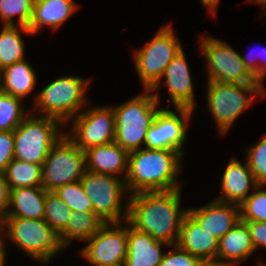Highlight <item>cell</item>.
<instances>
[{
    "instance_id": "37",
    "label": "cell",
    "mask_w": 266,
    "mask_h": 266,
    "mask_svg": "<svg viewBox=\"0 0 266 266\" xmlns=\"http://www.w3.org/2000/svg\"><path fill=\"white\" fill-rule=\"evenodd\" d=\"M255 250L266 248V222H245Z\"/></svg>"
},
{
    "instance_id": "21",
    "label": "cell",
    "mask_w": 266,
    "mask_h": 266,
    "mask_svg": "<svg viewBox=\"0 0 266 266\" xmlns=\"http://www.w3.org/2000/svg\"><path fill=\"white\" fill-rule=\"evenodd\" d=\"M255 252L249 229L242 220L219 239L216 266H233Z\"/></svg>"
},
{
    "instance_id": "36",
    "label": "cell",
    "mask_w": 266,
    "mask_h": 266,
    "mask_svg": "<svg viewBox=\"0 0 266 266\" xmlns=\"http://www.w3.org/2000/svg\"><path fill=\"white\" fill-rule=\"evenodd\" d=\"M259 52L260 53H258L257 58L253 57L252 59V54L250 55V53L246 56L241 55V58L248 71L257 79L258 82L264 85L263 78L266 76V47L262 48ZM261 56L263 59L259 61L262 58Z\"/></svg>"
},
{
    "instance_id": "4",
    "label": "cell",
    "mask_w": 266,
    "mask_h": 266,
    "mask_svg": "<svg viewBox=\"0 0 266 266\" xmlns=\"http://www.w3.org/2000/svg\"><path fill=\"white\" fill-rule=\"evenodd\" d=\"M4 236L31 259L42 264L48 263L66 248L59 233L43 219L4 217L0 221V237Z\"/></svg>"
},
{
    "instance_id": "28",
    "label": "cell",
    "mask_w": 266,
    "mask_h": 266,
    "mask_svg": "<svg viewBox=\"0 0 266 266\" xmlns=\"http://www.w3.org/2000/svg\"><path fill=\"white\" fill-rule=\"evenodd\" d=\"M22 101L12 95L0 93V131H14L30 114V111H25Z\"/></svg>"
},
{
    "instance_id": "14",
    "label": "cell",
    "mask_w": 266,
    "mask_h": 266,
    "mask_svg": "<svg viewBox=\"0 0 266 266\" xmlns=\"http://www.w3.org/2000/svg\"><path fill=\"white\" fill-rule=\"evenodd\" d=\"M174 111L161 108L147 131L145 148L166 149L183 153V144L187 140V127L194 110L175 108Z\"/></svg>"
},
{
    "instance_id": "24",
    "label": "cell",
    "mask_w": 266,
    "mask_h": 266,
    "mask_svg": "<svg viewBox=\"0 0 266 266\" xmlns=\"http://www.w3.org/2000/svg\"><path fill=\"white\" fill-rule=\"evenodd\" d=\"M36 73L25 60L16 62L2 70V92L23 99L36 85Z\"/></svg>"
},
{
    "instance_id": "33",
    "label": "cell",
    "mask_w": 266,
    "mask_h": 266,
    "mask_svg": "<svg viewBox=\"0 0 266 266\" xmlns=\"http://www.w3.org/2000/svg\"><path fill=\"white\" fill-rule=\"evenodd\" d=\"M248 165L259 185H266V135L253 147L246 148Z\"/></svg>"
},
{
    "instance_id": "43",
    "label": "cell",
    "mask_w": 266,
    "mask_h": 266,
    "mask_svg": "<svg viewBox=\"0 0 266 266\" xmlns=\"http://www.w3.org/2000/svg\"><path fill=\"white\" fill-rule=\"evenodd\" d=\"M257 264H258L257 266H266V264L261 262V261L259 263H257Z\"/></svg>"
},
{
    "instance_id": "16",
    "label": "cell",
    "mask_w": 266,
    "mask_h": 266,
    "mask_svg": "<svg viewBox=\"0 0 266 266\" xmlns=\"http://www.w3.org/2000/svg\"><path fill=\"white\" fill-rule=\"evenodd\" d=\"M177 245L207 266H216L219 240L203 229L189 213L183 220Z\"/></svg>"
},
{
    "instance_id": "42",
    "label": "cell",
    "mask_w": 266,
    "mask_h": 266,
    "mask_svg": "<svg viewBox=\"0 0 266 266\" xmlns=\"http://www.w3.org/2000/svg\"><path fill=\"white\" fill-rule=\"evenodd\" d=\"M2 92V70L0 69V93Z\"/></svg>"
},
{
    "instance_id": "17",
    "label": "cell",
    "mask_w": 266,
    "mask_h": 266,
    "mask_svg": "<svg viewBox=\"0 0 266 266\" xmlns=\"http://www.w3.org/2000/svg\"><path fill=\"white\" fill-rule=\"evenodd\" d=\"M183 49L172 59L162 76L175 108L194 110L195 96L191 73Z\"/></svg>"
},
{
    "instance_id": "22",
    "label": "cell",
    "mask_w": 266,
    "mask_h": 266,
    "mask_svg": "<svg viewBox=\"0 0 266 266\" xmlns=\"http://www.w3.org/2000/svg\"><path fill=\"white\" fill-rule=\"evenodd\" d=\"M79 6L73 0H35L28 29L36 35L44 26L58 29Z\"/></svg>"
},
{
    "instance_id": "2",
    "label": "cell",
    "mask_w": 266,
    "mask_h": 266,
    "mask_svg": "<svg viewBox=\"0 0 266 266\" xmlns=\"http://www.w3.org/2000/svg\"><path fill=\"white\" fill-rule=\"evenodd\" d=\"M179 151L141 148L129 153L125 178L127 192L171 191L181 188L177 177L182 168Z\"/></svg>"
},
{
    "instance_id": "13",
    "label": "cell",
    "mask_w": 266,
    "mask_h": 266,
    "mask_svg": "<svg viewBox=\"0 0 266 266\" xmlns=\"http://www.w3.org/2000/svg\"><path fill=\"white\" fill-rule=\"evenodd\" d=\"M122 223V224H121ZM104 223L80 250L94 266H123L127 257L128 222ZM122 225V226H121Z\"/></svg>"
},
{
    "instance_id": "9",
    "label": "cell",
    "mask_w": 266,
    "mask_h": 266,
    "mask_svg": "<svg viewBox=\"0 0 266 266\" xmlns=\"http://www.w3.org/2000/svg\"><path fill=\"white\" fill-rule=\"evenodd\" d=\"M116 176L85 170L80 180L86 195L91 200L93 212L104 223H118L127 220L128 203L122 206L125 180ZM123 208V209H122Z\"/></svg>"
},
{
    "instance_id": "38",
    "label": "cell",
    "mask_w": 266,
    "mask_h": 266,
    "mask_svg": "<svg viewBox=\"0 0 266 266\" xmlns=\"http://www.w3.org/2000/svg\"><path fill=\"white\" fill-rule=\"evenodd\" d=\"M10 203V188L3 175L0 174V221L5 217Z\"/></svg>"
},
{
    "instance_id": "7",
    "label": "cell",
    "mask_w": 266,
    "mask_h": 266,
    "mask_svg": "<svg viewBox=\"0 0 266 266\" xmlns=\"http://www.w3.org/2000/svg\"><path fill=\"white\" fill-rule=\"evenodd\" d=\"M33 114H28L14 130V158L42 165L65 132L60 130L63 124L60 120Z\"/></svg>"
},
{
    "instance_id": "29",
    "label": "cell",
    "mask_w": 266,
    "mask_h": 266,
    "mask_svg": "<svg viewBox=\"0 0 266 266\" xmlns=\"http://www.w3.org/2000/svg\"><path fill=\"white\" fill-rule=\"evenodd\" d=\"M35 0H0V18L2 25L28 27L34 8ZM18 20H14L15 16Z\"/></svg>"
},
{
    "instance_id": "1",
    "label": "cell",
    "mask_w": 266,
    "mask_h": 266,
    "mask_svg": "<svg viewBox=\"0 0 266 266\" xmlns=\"http://www.w3.org/2000/svg\"><path fill=\"white\" fill-rule=\"evenodd\" d=\"M127 222L151 237L176 245L188 209H181V189L131 194Z\"/></svg>"
},
{
    "instance_id": "34",
    "label": "cell",
    "mask_w": 266,
    "mask_h": 266,
    "mask_svg": "<svg viewBox=\"0 0 266 266\" xmlns=\"http://www.w3.org/2000/svg\"><path fill=\"white\" fill-rule=\"evenodd\" d=\"M171 250L164 253L158 266H207L198 257L181 249L177 244L170 245Z\"/></svg>"
},
{
    "instance_id": "31",
    "label": "cell",
    "mask_w": 266,
    "mask_h": 266,
    "mask_svg": "<svg viewBox=\"0 0 266 266\" xmlns=\"http://www.w3.org/2000/svg\"><path fill=\"white\" fill-rule=\"evenodd\" d=\"M266 185H258L240 204L243 222H266Z\"/></svg>"
},
{
    "instance_id": "18",
    "label": "cell",
    "mask_w": 266,
    "mask_h": 266,
    "mask_svg": "<svg viewBox=\"0 0 266 266\" xmlns=\"http://www.w3.org/2000/svg\"><path fill=\"white\" fill-rule=\"evenodd\" d=\"M221 193L215 199L220 202L240 205L259 185L248 162L242 164L236 157L228 162L221 180Z\"/></svg>"
},
{
    "instance_id": "32",
    "label": "cell",
    "mask_w": 266,
    "mask_h": 266,
    "mask_svg": "<svg viewBox=\"0 0 266 266\" xmlns=\"http://www.w3.org/2000/svg\"><path fill=\"white\" fill-rule=\"evenodd\" d=\"M62 201L76 212H93L91 200L86 195L80 181L58 187L53 191Z\"/></svg>"
},
{
    "instance_id": "11",
    "label": "cell",
    "mask_w": 266,
    "mask_h": 266,
    "mask_svg": "<svg viewBox=\"0 0 266 266\" xmlns=\"http://www.w3.org/2000/svg\"><path fill=\"white\" fill-rule=\"evenodd\" d=\"M199 47L206 58L208 81L261 84L248 71L241 55L226 42L203 35Z\"/></svg>"
},
{
    "instance_id": "30",
    "label": "cell",
    "mask_w": 266,
    "mask_h": 266,
    "mask_svg": "<svg viewBox=\"0 0 266 266\" xmlns=\"http://www.w3.org/2000/svg\"><path fill=\"white\" fill-rule=\"evenodd\" d=\"M72 209L66 205L53 191H47L43 220L60 233L71 217Z\"/></svg>"
},
{
    "instance_id": "8",
    "label": "cell",
    "mask_w": 266,
    "mask_h": 266,
    "mask_svg": "<svg viewBox=\"0 0 266 266\" xmlns=\"http://www.w3.org/2000/svg\"><path fill=\"white\" fill-rule=\"evenodd\" d=\"M182 49L172 24H167L157 31L148 44L134 51V65L143 90H158L166 67Z\"/></svg>"
},
{
    "instance_id": "41",
    "label": "cell",
    "mask_w": 266,
    "mask_h": 266,
    "mask_svg": "<svg viewBox=\"0 0 266 266\" xmlns=\"http://www.w3.org/2000/svg\"><path fill=\"white\" fill-rule=\"evenodd\" d=\"M247 1H251V3H255V4H259L260 6H262L263 9L266 10V0H247Z\"/></svg>"
},
{
    "instance_id": "25",
    "label": "cell",
    "mask_w": 266,
    "mask_h": 266,
    "mask_svg": "<svg viewBox=\"0 0 266 266\" xmlns=\"http://www.w3.org/2000/svg\"><path fill=\"white\" fill-rule=\"evenodd\" d=\"M33 35L28 27L3 25L0 32V69L25 60L22 34Z\"/></svg>"
},
{
    "instance_id": "35",
    "label": "cell",
    "mask_w": 266,
    "mask_h": 266,
    "mask_svg": "<svg viewBox=\"0 0 266 266\" xmlns=\"http://www.w3.org/2000/svg\"><path fill=\"white\" fill-rule=\"evenodd\" d=\"M14 131H0V174L3 175L7 165L14 159Z\"/></svg>"
},
{
    "instance_id": "15",
    "label": "cell",
    "mask_w": 266,
    "mask_h": 266,
    "mask_svg": "<svg viewBox=\"0 0 266 266\" xmlns=\"http://www.w3.org/2000/svg\"><path fill=\"white\" fill-rule=\"evenodd\" d=\"M188 213L218 240L241 221L240 205L212 200Z\"/></svg>"
},
{
    "instance_id": "19",
    "label": "cell",
    "mask_w": 266,
    "mask_h": 266,
    "mask_svg": "<svg viewBox=\"0 0 266 266\" xmlns=\"http://www.w3.org/2000/svg\"><path fill=\"white\" fill-rule=\"evenodd\" d=\"M162 246L170 245L135 229L128 223L127 257L123 266H158L164 255Z\"/></svg>"
},
{
    "instance_id": "40",
    "label": "cell",
    "mask_w": 266,
    "mask_h": 266,
    "mask_svg": "<svg viewBox=\"0 0 266 266\" xmlns=\"http://www.w3.org/2000/svg\"><path fill=\"white\" fill-rule=\"evenodd\" d=\"M4 241L5 240L0 237V266H5L6 264V247H4Z\"/></svg>"
},
{
    "instance_id": "39",
    "label": "cell",
    "mask_w": 266,
    "mask_h": 266,
    "mask_svg": "<svg viewBox=\"0 0 266 266\" xmlns=\"http://www.w3.org/2000/svg\"><path fill=\"white\" fill-rule=\"evenodd\" d=\"M209 15L216 14L220 0H200Z\"/></svg>"
},
{
    "instance_id": "3",
    "label": "cell",
    "mask_w": 266,
    "mask_h": 266,
    "mask_svg": "<svg viewBox=\"0 0 266 266\" xmlns=\"http://www.w3.org/2000/svg\"><path fill=\"white\" fill-rule=\"evenodd\" d=\"M160 96L144 90L125 103L113 107L115 113V142L128 153L145 146L147 131L161 108ZM158 108V109H157Z\"/></svg>"
},
{
    "instance_id": "10",
    "label": "cell",
    "mask_w": 266,
    "mask_h": 266,
    "mask_svg": "<svg viewBox=\"0 0 266 266\" xmlns=\"http://www.w3.org/2000/svg\"><path fill=\"white\" fill-rule=\"evenodd\" d=\"M85 170V151L64 134L42 164V187L55 191L65 184L80 181Z\"/></svg>"
},
{
    "instance_id": "20",
    "label": "cell",
    "mask_w": 266,
    "mask_h": 266,
    "mask_svg": "<svg viewBox=\"0 0 266 266\" xmlns=\"http://www.w3.org/2000/svg\"><path fill=\"white\" fill-rule=\"evenodd\" d=\"M129 153L115 141L110 144L94 146L85 151L86 170L116 176L128 172Z\"/></svg>"
},
{
    "instance_id": "12",
    "label": "cell",
    "mask_w": 266,
    "mask_h": 266,
    "mask_svg": "<svg viewBox=\"0 0 266 266\" xmlns=\"http://www.w3.org/2000/svg\"><path fill=\"white\" fill-rule=\"evenodd\" d=\"M69 122L71 130L65 135L82 151L115 141V113L111 105L83 109Z\"/></svg>"
},
{
    "instance_id": "27",
    "label": "cell",
    "mask_w": 266,
    "mask_h": 266,
    "mask_svg": "<svg viewBox=\"0 0 266 266\" xmlns=\"http://www.w3.org/2000/svg\"><path fill=\"white\" fill-rule=\"evenodd\" d=\"M3 176L10 189L42 186V165L13 159Z\"/></svg>"
},
{
    "instance_id": "26",
    "label": "cell",
    "mask_w": 266,
    "mask_h": 266,
    "mask_svg": "<svg viewBox=\"0 0 266 266\" xmlns=\"http://www.w3.org/2000/svg\"><path fill=\"white\" fill-rule=\"evenodd\" d=\"M104 224L94 212H76L72 210L71 217L66 227L59 233L64 246H68L72 240L90 239Z\"/></svg>"
},
{
    "instance_id": "5",
    "label": "cell",
    "mask_w": 266,
    "mask_h": 266,
    "mask_svg": "<svg viewBox=\"0 0 266 266\" xmlns=\"http://www.w3.org/2000/svg\"><path fill=\"white\" fill-rule=\"evenodd\" d=\"M89 84L90 79L79 76L58 77L35 95L30 112L56 118L63 126L67 125L88 103L85 96Z\"/></svg>"
},
{
    "instance_id": "6",
    "label": "cell",
    "mask_w": 266,
    "mask_h": 266,
    "mask_svg": "<svg viewBox=\"0 0 266 266\" xmlns=\"http://www.w3.org/2000/svg\"><path fill=\"white\" fill-rule=\"evenodd\" d=\"M262 84L207 82V108L215 120L220 136L224 135L255 97L265 96ZM249 94V95H247ZM252 97H251V96ZM253 98V99H252Z\"/></svg>"
},
{
    "instance_id": "23",
    "label": "cell",
    "mask_w": 266,
    "mask_h": 266,
    "mask_svg": "<svg viewBox=\"0 0 266 266\" xmlns=\"http://www.w3.org/2000/svg\"><path fill=\"white\" fill-rule=\"evenodd\" d=\"M46 194L42 186L10 189V203L5 217L43 219Z\"/></svg>"
}]
</instances>
